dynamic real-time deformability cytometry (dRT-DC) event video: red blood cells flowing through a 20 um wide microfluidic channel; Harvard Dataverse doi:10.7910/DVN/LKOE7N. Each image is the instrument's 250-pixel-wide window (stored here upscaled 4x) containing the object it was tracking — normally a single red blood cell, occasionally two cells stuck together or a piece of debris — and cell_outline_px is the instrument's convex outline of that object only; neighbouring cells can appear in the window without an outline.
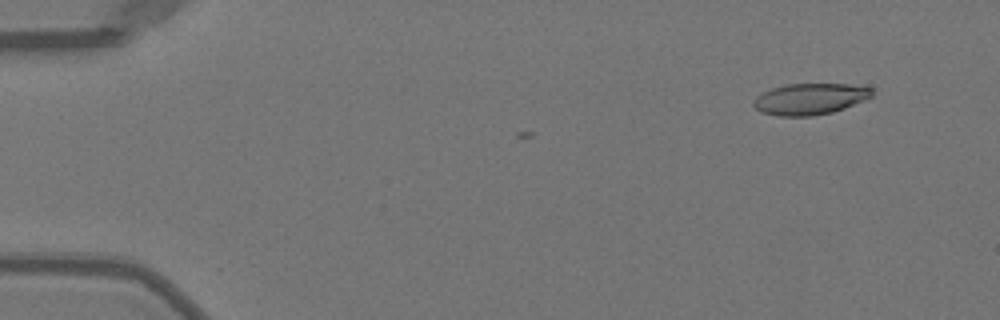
{"species": "Egyptian fruit bat (a non-hibernating species)", "species_latin": "Rousettus aegyptiacus", "temperature_condition": "warm", "stored_images_in_passage": 3, "camera_frame_rate_fps": 3000, "um_per_image_px": 0.085, "animal": {"sex": "female"}, "frame": {"image": 1, "passage_image": 1, "time_ms": 0.0, "image_size_px": [1000, 320], "cell_outline_px": [[872, 96], [864, 100], [844, 108], [832, 112], [812, 116], [780, 116], [760, 112], [752, 104], [752, 100], [756, 96], [772, 88], [788, 84], [848, 84], [872, 88]], "centroid_in_image_um": [68.81, 8.41], "position_along_channel_um": 16.2, "area_um2": 21.5}}